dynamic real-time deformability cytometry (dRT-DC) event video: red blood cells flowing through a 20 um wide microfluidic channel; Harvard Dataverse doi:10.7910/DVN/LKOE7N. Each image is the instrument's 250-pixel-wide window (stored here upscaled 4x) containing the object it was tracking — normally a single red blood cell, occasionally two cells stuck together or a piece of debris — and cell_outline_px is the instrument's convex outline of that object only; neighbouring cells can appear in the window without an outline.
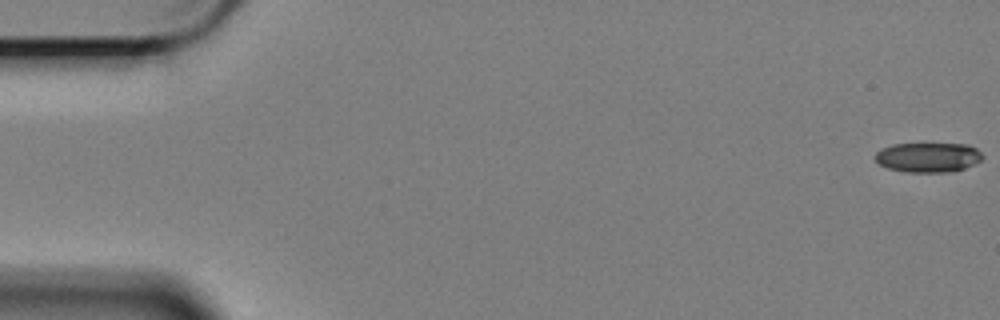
{"species": "Egyptian fruit bat (a non-hibernating species)", "species_latin": "Rousettus aegyptiacus", "temperature_condition": "cold", "stored_images_in_passage": 59, "camera_frame_rate_fps": 3000, "um_per_image_px": 0.085, "animal": {"sex": "female"}, "frame": {"image": 1, "passage_image": 1, "time_ms": 0.0, "image_size_px": [1000, 320], "cell_outline_px": [[984, 156], [980, 160], [964, 168], [948, 172], [908, 172], [888, 168], [880, 164], [876, 160], [876, 152], [880, 148], [892, 144], [968, 144], [976, 148]], "centroid_in_image_um": [78.88, 13.36], "position_along_channel_um": 6.1, "area_um2": 18.44}}
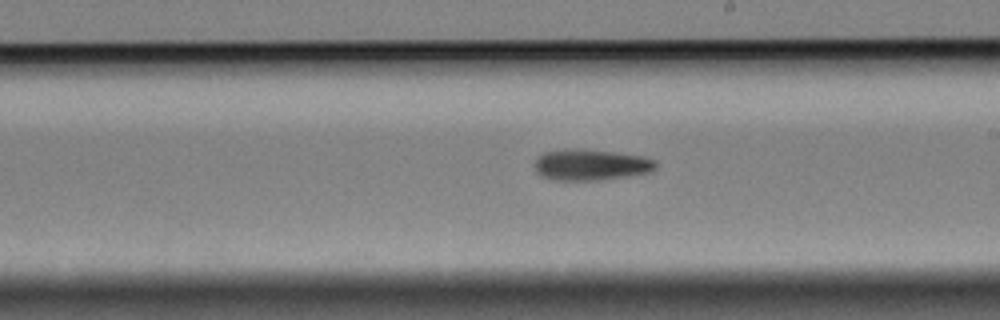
{"frame": {"image": 2, "passage_image": 34, "time_ms": 11.0, "image_size_px": [1000, 320], "cell_outline_px": [[656, 168], [652, 172], [628, 176], [600, 180], [552, 180], [540, 176], [536, 172], [532, 164], [536, 156], [544, 152], [564, 148], [580, 148], [644, 156], [656, 160]], "centroid_in_image_um": [50.16, 14.0], "position_along_channel_um": 238.8, "area_um2": 22.54}}
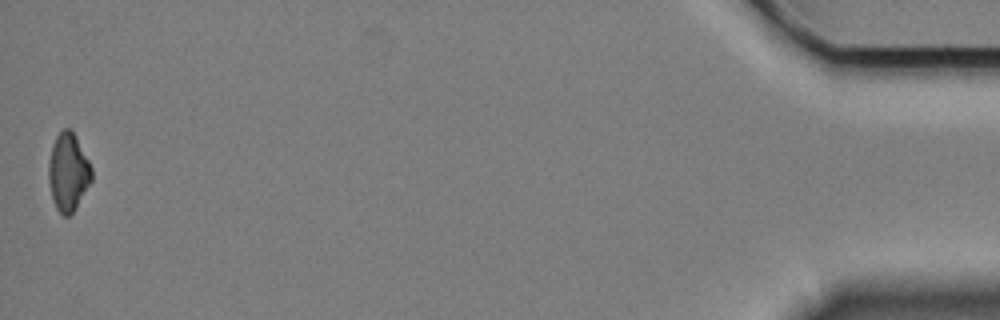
{"frame": {"image": 3, "passage_image": 59, "time_ms": 19.333, "image_size_px": [1000, 320], "cell_outline_px": [[92, 180], [76, 208], [68, 216], [64, 216], [56, 208], [52, 200], [48, 180], [48, 160], [52, 144], [56, 136], [64, 128], [72, 128], [92, 168]], "centroid_in_image_um": [5.78, 14.61], "position_along_channel_um": 429.4, "area_um2": 19.71}}